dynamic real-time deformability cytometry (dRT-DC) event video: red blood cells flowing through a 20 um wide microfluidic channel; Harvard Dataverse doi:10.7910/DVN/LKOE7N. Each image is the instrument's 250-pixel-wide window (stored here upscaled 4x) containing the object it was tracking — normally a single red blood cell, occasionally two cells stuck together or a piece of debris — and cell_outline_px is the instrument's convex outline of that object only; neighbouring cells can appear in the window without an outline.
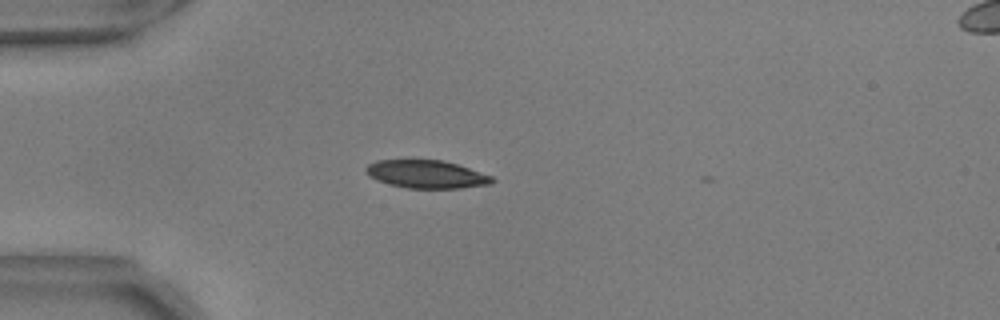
{"species": "common noctule bat (a hibernating species)", "species_latin": "Nyctalus noctula", "temperature_condition": "warm", "stored_images_in_passage": 21, "camera_frame_rate_fps": 3000, "um_per_image_px": 0.085, "animal": {"sex": "male", "body_mass_g": 17.9, "forearm_length_mm": 54.2}, "frame": {"image": 1, "passage_image": 1, "time_ms": 0.0, "image_size_px": [1000, 320], "cell_outline_px": [[496, 180], [492, 184], [460, 188], [408, 188], [376, 180], [368, 176], [364, 172], [364, 168], [368, 164], [376, 160], [444, 160], [492, 176]], "centroid_in_image_um": [36.23, 14.81], "position_along_channel_um": 48.8, "area_um2": 20.58}}